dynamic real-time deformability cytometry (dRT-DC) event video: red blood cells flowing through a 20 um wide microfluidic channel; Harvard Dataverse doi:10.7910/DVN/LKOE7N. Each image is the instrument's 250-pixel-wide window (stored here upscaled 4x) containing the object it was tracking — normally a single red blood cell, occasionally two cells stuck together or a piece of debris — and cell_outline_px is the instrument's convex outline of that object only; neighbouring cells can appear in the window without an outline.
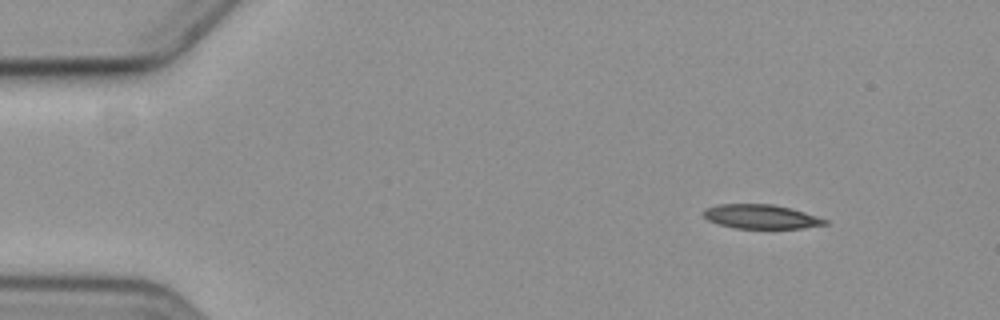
{"species": "common noctule bat (a hibernating species)", "species_latin": "Nyctalus noctula", "temperature_condition": "cold", "stored_images_in_passage": 5, "camera_frame_rate_fps": 3000, "um_per_image_px": 0.085, "animal": {"sex": "female", "body_mass_g": 19.3, "forearm_length_mm": 54.1}, "frame": {"image": 1, "passage_image": 1, "time_ms": 0.0, "image_size_px": [1000, 320], "cell_outline_px": [[828, 224], [804, 228], [736, 228], [720, 224], [708, 220], [704, 216], [704, 208], [720, 204], [772, 204], [804, 212], [828, 220]], "centroid_in_image_um": [64.69, 18.41], "position_along_channel_um": 20.3, "area_um2": 16.88}}
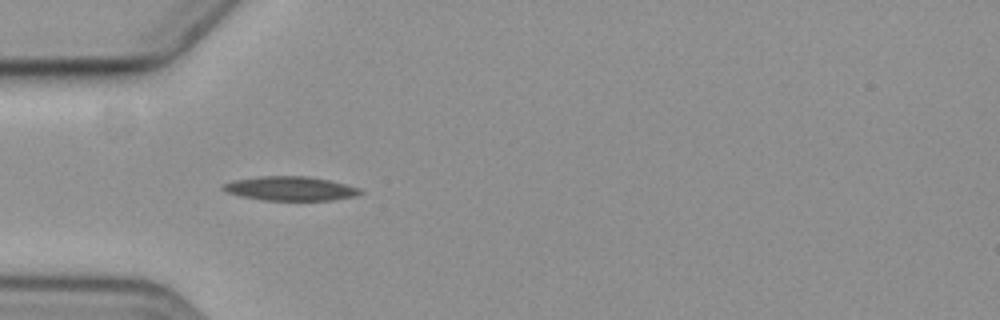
{"frame": {"image": 2, "passage_image": 4, "time_ms": 3.667, "image_size_px": [1000, 320], "cell_outline_px": [[364, 192], [356, 196], [332, 200], [264, 200], [240, 196], [224, 192], [220, 188], [224, 184], [232, 180], [260, 176], [308, 176], [328, 180], [360, 188]], "centroid_in_image_um": [24.64, 16.02], "position_along_channel_um": 60.4, "area_um2": 19.36}}
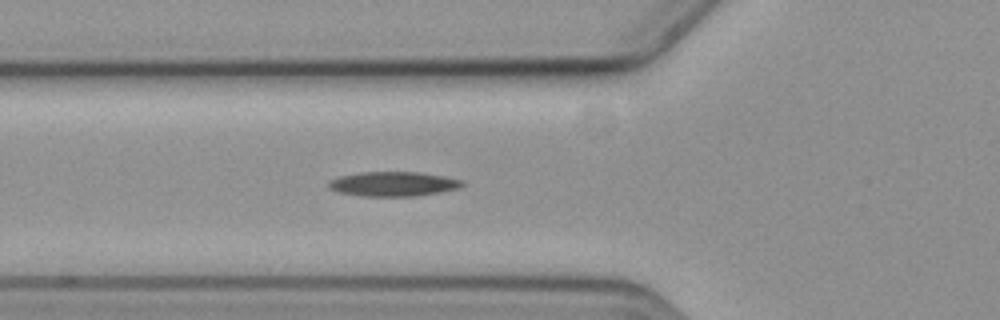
{"frame": {"image": 3, "passage_image": 5, "time_ms": 4.667, "image_size_px": [1000, 320], "cell_outline_px": [[464, 184], [460, 188], [440, 192], [416, 196], [360, 196], [340, 192], [328, 188], [328, 180], [340, 176], [360, 172], [420, 172], [444, 176], [464, 180]], "centroid_in_image_um": [33.44, 15.63], "position_along_channel_um": 92.4, "area_um2": 19.25}}